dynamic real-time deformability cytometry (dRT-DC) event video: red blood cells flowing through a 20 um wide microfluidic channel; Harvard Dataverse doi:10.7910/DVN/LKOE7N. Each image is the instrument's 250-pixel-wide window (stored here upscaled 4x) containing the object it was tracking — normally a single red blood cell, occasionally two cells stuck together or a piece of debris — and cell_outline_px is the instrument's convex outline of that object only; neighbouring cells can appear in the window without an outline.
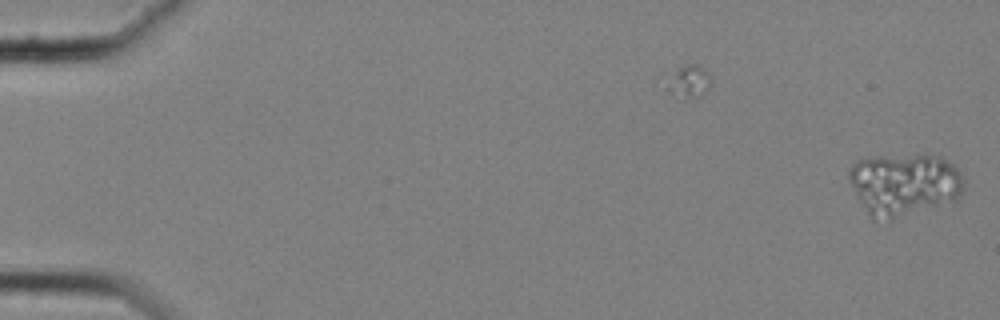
{"species": "common noctule bat (a hibernating species)", "species_latin": "Nyctalus noctula", "temperature_condition": "cold", "stored_images_in_passage": 57, "camera_frame_rate_fps": 3000, "um_per_image_px": 0.085, "animal": {"sex": "female", "body_mass_g": 25.1}, "frame": {"image": 1, "passage_image": 1, "time_ms": 0.0, "image_size_px": [1000, 320], "cell_outline_px": [[964, 188], [956, 200], [892, 220], [872, 220], [848, 180], [848, 172], [852, 164], [860, 160], [876, 156], [940, 156], [952, 164], [960, 172], [964, 180]], "centroid_in_image_um": [76.85, 15.69], "position_along_channel_um": 8.1, "area_um2": 41.5}}
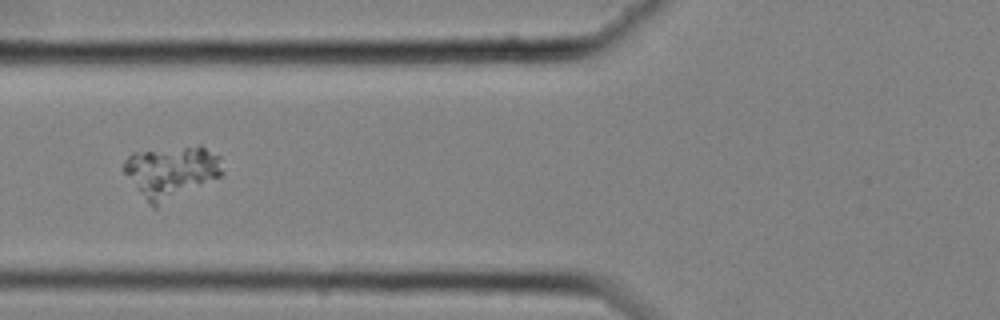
{"frame": {"image": 2, "passage_image": 24, "time_ms": 7.667, "image_size_px": [1000, 320], "cell_outline_px": [[224, 172], [220, 176], [156, 208], [152, 208], [148, 204], [124, 172], [124, 160], [132, 152], [200, 144], [220, 156]], "centroid_in_image_um": [14.57, 14.59], "position_along_channel_um": 111.2, "area_um2": 30.23}}
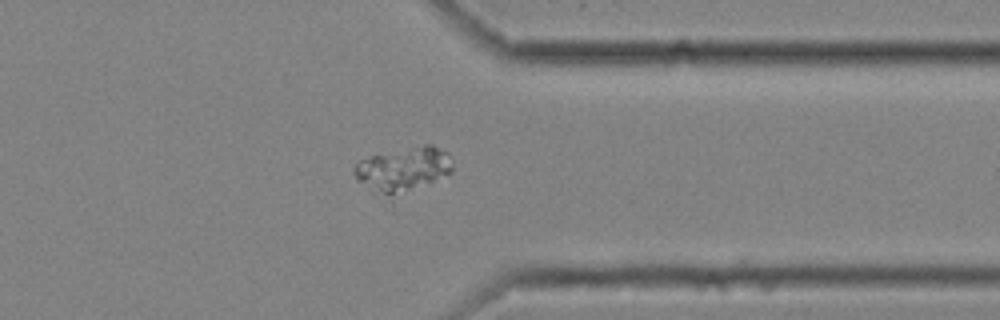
{"frame": {"image": 3, "passage_image": 47, "time_ms": 15.333, "image_size_px": [1000, 320], "cell_outline_px": [[452, 172], [392, 204], [372, 196], [356, 180], [352, 172], [356, 164], [360, 160], [372, 156], [424, 144], [432, 144], [448, 152], [452, 160]], "centroid_in_image_um": [34.2, 14.57], "position_along_channel_um": 377.2, "area_um2": 27.69}}